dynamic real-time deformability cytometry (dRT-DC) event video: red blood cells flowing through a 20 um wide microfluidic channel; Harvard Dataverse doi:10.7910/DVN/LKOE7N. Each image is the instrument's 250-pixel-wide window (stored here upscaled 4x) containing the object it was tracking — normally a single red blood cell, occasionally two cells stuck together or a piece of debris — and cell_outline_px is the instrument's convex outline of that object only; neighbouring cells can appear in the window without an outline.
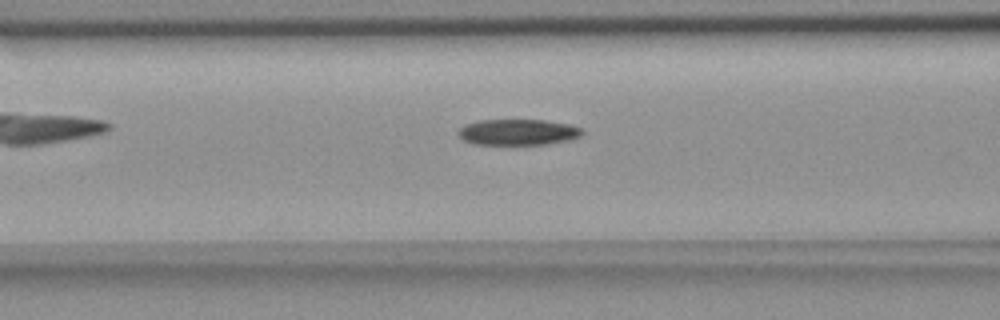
{"species": "common noctule bat (a hibernating species)", "species_latin": "Nyctalus noctula", "temperature_condition": "room temperature", "stored_images_in_passage": 39, "camera_frame_rate_fps": 3000, "um_per_image_px": 0.085, "animal": {"sex": "female", "body_mass_g": 18.4}, "frame": {"image": 1, "passage_image": 17, "time_ms": 5.333, "image_size_px": [1000, 320], "cell_outline_px": [[584, 132], [580, 136], [568, 140], [548, 144], [472, 144], [464, 140], [456, 132], [464, 124], [480, 120], [544, 120], [568, 124], [580, 128]], "centroid_in_image_um": [44.0, 11.23], "position_along_channel_um": 122.6, "area_um2": 18.67}}
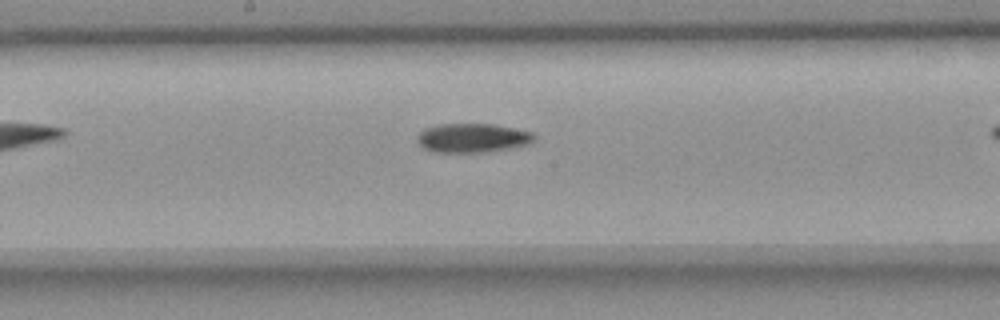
{"frame": {"image": 2, "passage_image": 24, "time_ms": 7.667, "image_size_px": [1000, 320], "cell_outline_px": [[536, 140], [528, 144], [488, 152], [436, 152], [424, 148], [416, 140], [416, 136], [424, 128], [440, 124], [492, 124], [532, 132], [536, 136]], "centroid_in_image_um": [40.15, 11.72], "position_along_channel_um": 208.0, "area_um2": 19.77}}
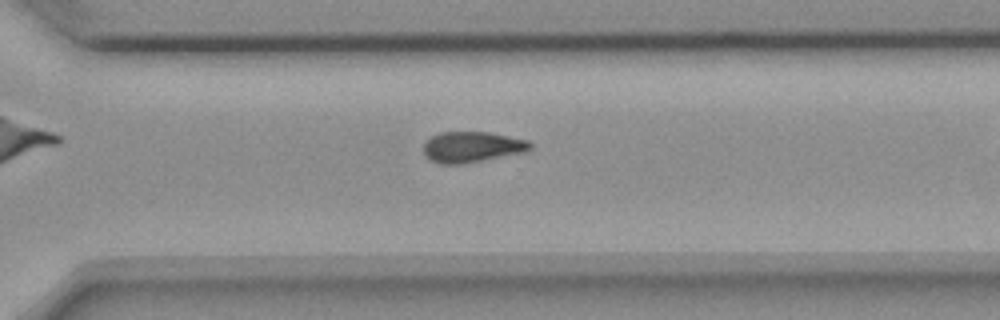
{"frame": {"image": 3, "passage_image": 34, "time_ms": 11.0, "image_size_px": [1000, 320], "cell_outline_px": [[532, 148], [528, 152], [464, 164], [440, 164], [432, 160], [424, 152], [424, 144], [432, 136], [440, 132], [488, 132], [528, 140], [532, 144]], "centroid_in_image_um": [40.18, 12.5], "position_along_channel_um": 330.4, "area_um2": 19.19}}